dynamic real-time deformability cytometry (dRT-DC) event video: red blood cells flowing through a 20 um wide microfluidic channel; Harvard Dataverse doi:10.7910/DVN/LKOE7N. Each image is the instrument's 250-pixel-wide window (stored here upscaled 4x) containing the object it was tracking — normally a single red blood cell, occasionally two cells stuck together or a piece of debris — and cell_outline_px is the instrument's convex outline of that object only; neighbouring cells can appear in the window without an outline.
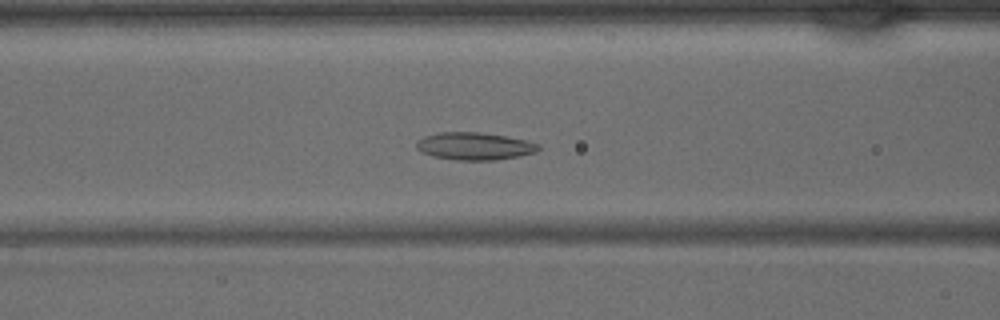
{"species": "common noctule bat (a hibernating species)", "species_latin": "Nyctalus noctula", "temperature_condition": "warm", "stored_images_in_passage": 34, "camera_frame_rate_fps": 3000, "um_per_image_px": 0.085, "animal": {"sex": "male", "body_mass_g": 15.6}, "frame": {"image": 1, "passage_image": 16, "time_ms": 5.0, "image_size_px": [1000, 320], "cell_outline_px": [[540, 148], [536, 152], [520, 156], [496, 160], [456, 160], [432, 156], [416, 148], [416, 140], [424, 136], [440, 132], [480, 132], [528, 140], [540, 144]], "centroid_in_image_um": [40.35, 12.42], "position_along_channel_um": 126.2, "area_um2": 19.65}}
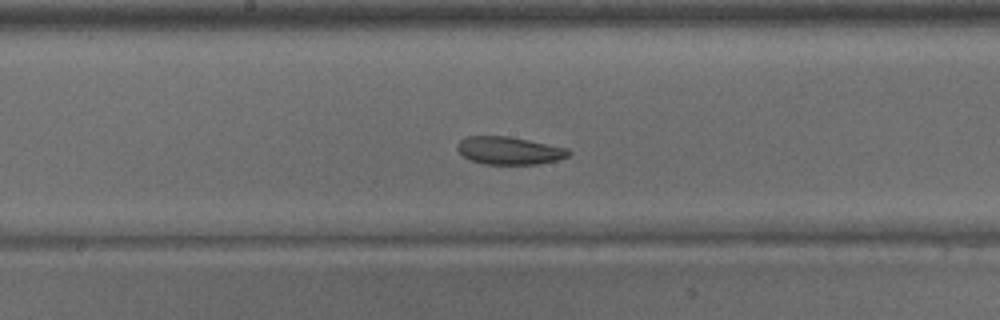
{"frame": {"image": 2, "passage_image": 21, "time_ms": 6.667, "image_size_px": [1000, 320], "cell_outline_px": [[572, 152], [568, 156], [556, 160], [540, 164], [484, 164], [472, 160], [464, 156], [456, 148], [456, 144], [460, 140], [468, 136], [508, 136], [568, 148]], "centroid_in_image_um": [43.29, 12.8], "position_along_channel_um": 204.9, "area_um2": 17.92}}
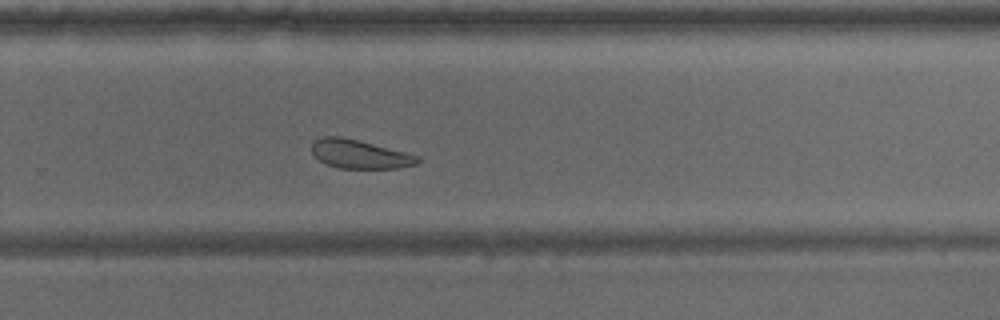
{"frame": {"image": 3, "passage_image": 27, "time_ms": 8.667, "image_size_px": [1000, 320], "cell_outline_px": [[420, 160], [416, 164], [396, 168], [340, 168], [328, 164], [320, 160], [312, 152], [312, 144], [316, 140], [324, 136], [340, 136], [420, 156]], "centroid_in_image_um": [30.57, 13.11], "position_along_channel_um": 299.2, "area_um2": 17.22}}